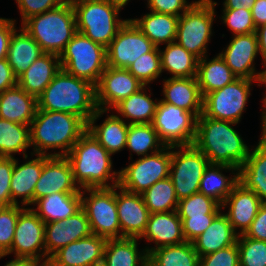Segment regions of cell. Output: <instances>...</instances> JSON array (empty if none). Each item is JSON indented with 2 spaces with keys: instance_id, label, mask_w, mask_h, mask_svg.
Returning a JSON list of instances; mask_svg holds the SVG:
<instances>
[{
  "instance_id": "cell-49",
  "label": "cell",
  "mask_w": 266,
  "mask_h": 266,
  "mask_svg": "<svg viewBox=\"0 0 266 266\" xmlns=\"http://www.w3.org/2000/svg\"><path fill=\"white\" fill-rule=\"evenodd\" d=\"M22 17L21 25L29 18L59 7L65 0H15Z\"/></svg>"
},
{
  "instance_id": "cell-53",
  "label": "cell",
  "mask_w": 266,
  "mask_h": 266,
  "mask_svg": "<svg viewBox=\"0 0 266 266\" xmlns=\"http://www.w3.org/2000/svg\"><path fill=\"white\" fill-rule=\"evenodd\" d=\"M243 235L245 237L266 242V203L262 204L255 219Z\"/></svg>"
},
{
  "instance_id": "cell-54",
  "label": "cell",
  "mask_w": 266,
  "mask_h": 266,
  "mask_svg": "<svg viewBox=\"0 0 266 266\" xmlns=\"http://www.w3.org/2000/svg\"><path fill=\"white\" fill-rule=\"evenodd\" d=\"M15 22V19L0 17V59L7 58L11 36L16 29Z\"/></svg>"
},
{
  "instance_id": "cell-1",
  "label": "cell",
  "mask_w": 266,
  "mask_h": 266,
  "mask_svg": "<svg viewBox=\"0 0 266 266\" xmlns=\"http://www.w3.org/2000/svg\"><path fill=\"white\" fill-rule=\"evenodd\" d=\"M29 127L30 143L34 149L32 156H66L87 131V123L77 115L40 109H37ZM50 149L61 151L47 153Z\"/></svg>"
},
{
  "instance_id": "cell-10",
  "label": "cell",
  "mask_w": 266,
  "mask_h": 266,
  "mask_svg": "<svg viewBox=\"0 0 266 266\" xmlns=\"http://www.w3.org/2000/svg\"><path fill=\"white\" fill-rule=\"evenodd\" d=\"M209 164L207 157L194 145L172 146L169 178L178 200L199 192L200 181Z\"/></svg>"
},
{
  "instance_id": "cell-65",
  "label": "cell",
  "mask_w": 266,
  "mask_h": 266,
  "mask_svg": "<svg viewBox=\"0 0 266 266\" xmlns=\"http://www.w3.org/2000/svg\"><path fill=\"white\" fill-rule=\"evenodd\" d=\"M37 266H48V265L45 263V264H38Z\"/></svg>"
},
{
  "instance_id": "cell-44",
  "label": "cell",
  "mask_w": 266,
  "mask_h": 266,
  "mask_svg": "<svg viewBox=\"0 0 266 266\" xmlns=\"http://www.w3.org/2000/svg\"><path fill=\"white\" fill-rule=\"evenodd\" d=\"M127 70L144 86H148L162 73L159 47L151 52L141 55Z\"/></svg>"
},
{
  "instance_id": "cell-33",
  "label": "cell",
  "mask_w": 266,
  "mask_h": 266,
  "mask_svg": "<svg viewBox=\"0 0 266 266\" xmlns=\"http://www.w3.org/2000/svg\"><path fill=\"white\" fill-rule=\"evenodd\" d=\"M207 57L206 55L198 60L196 76L203 98L208 93L221 89L238 78L219 53L209 61Z\"/></svg>"
},
{
  "instance_id": "cell-42",
  "label": "cell",
  "mask_w": 266,
  "mask_h": 266,
  "mask_svg": "<svg viewBox=\"0 0 266 266\" xmlns=\"http://www.w3.org/2000/svg\"><path fill=\"white\" fill-rule=\"evenodd\" d=\"M141 195L150 213L176 211L178 208L179 200L169 177L157 181Z\"/></svg>"
},
{
  "instance_id": "cell-29",
  "label": "cell",
  "mask_w": 266,
  "mask_h": 266,
  "mask_svg": "<svg viewBox=\"0 0 266 266\" xmlns=\"http://www.w3.org/2000/svg\"><path fill=\"white\" fill-rule=\"evenodd\" d=\"M237 239L238 234L234 231L227 216L220 212L210 226L192 243L201 257L236 244Z\"/></svg>"
},
{
  "instance_id": "cell-43",
  "label": "cell",
  "mask_w": 266,
  "mask_h": 266,
  "mask_svg": "<svg viewBox=\"0 0 266 266\" xmlns=\"http://www.w3.org/2000/svg\"><path fill=\"white\" fill-rule=\"evenodd\" d=\"M221 210L222 207L217 201L200 192L180 199L177 208L180 218L216 217Z\"/></svg>"
},
{
  "instance_id": "cell-58",
  "label": "cell",
  "mask_w": 266,
  "mask_h": 266,
  "mask_svg": "<svg viewBox=\"0 0 266 266\" xmlns=\"http://www.w3.org/2000/svg\"><path fill=\"white\" fill-rule=\"evenodd\" d=\"M256 0H224L223 9H251Z\"/></svg>"
},
{
  "instance_id": "cell-16",
  "label": "cell",
  "mask_w": 266,
  "mask_h": 266,
  "mask_svg": "<svg viewBox=\"0 0 266 266\" xmlns=\"http://www.w3.org/2000/svg\"><path fill=\"white\" fill-rule=\"evenodd\" d=\"M143 86L127 69L107 66L95 86L97 108L111 111Z\"/></svg>"
},
{
  "instance_id": "cell-39",
  "label": "cell",
  "mask_w": 266,
  "mask_h": 266,
  "mask_svg": "<svg viewBox=\"0 0 266 266\" xmlns=\"http://www.w3.org/2000/svg\"><path fill=\"white\" fill-rule=\"evenodd\" d=\"M199 255L192 242L162 246L148 254V266H199Z\"/></svg>"
},
{
  "instance_id": "cell-59",
  "label": "cell",
  "mask_w": 266,
  "mask_h": 266,
  "mask_svg": "<svg viewBox=\"0 0 266 266\" xmlns=\"http://www.w3.org/2000/svg\"><path fill=\"white\" fill-rule=\"evenodd\" d=\"M38 263L31 259L15 258L7 262L4 266H37Z\"/></svg>"
},
{
  "instance_id": "cell-32",
  "label": "cell",
  "mask_w": 266,
  "mask_h": 266,
  "mask_svg": "<svg viewBox=\"0 0 266 266\" xmlns=\"http://www.w3.org/2000/svg\"><path fill=\"white\" fill-rule=\"evenodd\" d=\"M222 170H229L234 175L227 177L222 173ZM238 182V168L225 164H209L200 181L199 192L211 197L222 206Z\"/></svg>"
},
{
  "instance_id": "cell-2",
  "label": "cell",
  "mask_w": 266,
  "mask_h": 266,
  "mask_svg": "<svg viewBox=\"0 0 266 266\" xmlns=\"http://www.w3.org/2000/svg\"><path fill=\"white\" fill-rule=\"evenodd\" d=\"M235 122L206 117L197 118L193 145L210 164H225L240 169L250 154V148L233 127ZM233 125V126H232Z\"/></svg>"
},
{
  "instance_id": "cell-64",
  "label": "cell",
  "mask_w": 266,
  "mask_h": 266,
  "mask_svg": "<svg viewBox=\"0 0 266 266\" xmlns=\"http://www.w3.org/2000/svg\"><path fill=\"white\" fill-rule=\"evenodd\" d=\"M66 2L70 3L71 5L82 2V1H87V0H65Z\"/></svg>"
},
{
  "instance_id": "cell-55",
  "label": "cell",
  "mask_w": 266,
  "mask_h": 266,
  "mask_svg": "<svg viewBox=\"0 0 266 266\" xmlns=\"http://www.w3.org/2000/svg\"><path fill=\"white\" fill-rule=\"evenodd\" d=\"M17 85V77L14 75L7 58L0 59V93Z\"/></svg>"
},
{
  "instance_id": "cell-15",
  "label": "cell",
  "mask_w": 266,
  "mask_h": 266,
  "mask_svg": "<svg viewBox=\"0 0 266 266\" xmlns=\"http://www.w3.org/2000/svg\"><path fill=\"white\" fill-rule=\"evenodd\" d=\"M156 46L128 19L106 48L107 66L127 69L141 55Z\"/></svg>"
},
{
  "instance_id": "cell-9",
  "label": "cell",
  "mask_w": 266,
  "mask_h": 266,
  "mask_svg": "<svg viewBox=\"0 0 266 266\" xmlns=\"http://www.w3.org/2000/svg\"><path fill=\"white\" fill-rule=\"evenodd\" d=\"M81 208L88 217L92 234L106 239L121 238L116 186L81 189Z\"/></svg>"
},
{
  "instance_id": "cell-46",
  "label": "cell",
  "mask_w": 266,
  "mask_h": 266,
  "mask_svg": "<svg viewBox=\"0 0 266 266\" xmlns=\"http://www.w3.org/2000/svg\"><path fill=\"white\" fill-rule=\"evenodd\" d=\"M21 206H0V255H5L12 247L17 219L25 209Z\"/></svg>"
},
{
  "instance_id": "cell-24",
  "label": "cell",
  "mask_w": 266,
  "mask_h": 266,
  "mask_svg": "<svg viewBox=\"0 0 266 266\" xmlns=\"http://www.w3.org/2000/svg\"><path fill=\"white\" fill-rule=\"evenodd\" d=\"M163 95L160 101L183 108L197 118L203 113V96L196 77L163 79Z\"/></svg>"
},
{
  "instance_id": "cell-5",
  "label": "cell",
  "mask_w": 266,
  "mask_h": 266,
  "mask_svg": "<svg viewBox=\"0 0 266 266\" xmlns=\"http://www.w3.org/2000/svg\"><path fill=\"white\" fill-rule=\"evenodd\" d=\"M22 27L44 53L60 56L77 32L74 8L65 1L53 10L27 19Z\"/></svg>"
},
{
  "instance_id": "cell-36",
  "label": "cell",
  "mask_w": 266,
  "mask_h": 266,
  "mask_svg": "<svg viewBox=\"0 0 266 266\" xmlns=\"http://www.w3.org/2000/svg\"><path fill=\"white\" fill-rule=\"evenodd\" d=\"M146 88L143 86L136 93L118 103L112 110L119 114L118 117L121 116L128 120V124H152L159 100L151 99L147 95Z\"/></svg>"
},
{
  "instance_id": "cell-47",
  "label": "cell",
  "mask_w": 266,
  "mask_h": 266,
  "mask_svg": "<svg viewBox=\"0 0 266 266\" xmlns=\"http://www.w3.org/2000/svg\"><path fill=\"white\" fill-rule=\"evenodd\" d=\"M221 19L232 31L233 35L256 32L251 9H223Z\"/></svg>"
},
{
  "instance_id": "cell-48",
  "label": "cell",
  "mask_w": 266,
  "mask_h": 266,
  "mask_svg": "<svg viewBox=\"0 0 266 266\" xmlns=\"http://www.w3.org/2000/svg\"><path fill=\"white\" fill-rule=\"evenodd\" d=\"M199 266H240L237 243L201 256Z\"/></svg>"
},
{
  "instance_id": "cell-13",
  "label": "cell",
  "mask_w": 266,
  "mask_h": 266,
  "mask_svg": "<svg viewBox=\"0 0 266 266\" xmlns=\"http://www.w3.org/2000/svg\"><path fill=\"white\" fill-rule=\"evenodd\" d=\"M152 125L165 146L193 145L197 117L183 108L159 100Z\"/></svg>"
},
{
  "instance_id": "cell-17",
  "label": "cell",
  "mask_w": 266,
  "mask_h": 266,
  "mask_svg": "<svg viewBox=\"0 0 266 266\" xmlns=\"http://www.w3.org/2000/svg\"><path fill=\"white\" fill-rule=\"evenodd\" d=\"M53 193H81L65 156L43 155V170L34 188V203Z\"/></svg>"
},
{
  "instance_id": "cell-57",
  "label": "cell",
  "mask_w": 266,
  "mask_h": 266,
  "mask_svg": "<svg viewBox=\"0 0 266 266\" xmlns=\"http://www.w3.org/2000/svg\"><path fill=\"white\" fill-rule=\"evenodd\" d=\"M258 38L259 54L262 57L263 64L266 63V23L256 28Z\"/></svg>"
},
{
  "instance_id": "cell-51",
  "label": "cell",
  "mask_w": 266,
  "mask_h": 266,
  "mask_svg": "<svg viewBox=\"0 0 266 266\" xmlns=\"http://www.w3.org/2000/svg\"><path fill=\"white\" fill-rule=\"evenodd\" d=\"M195 2L196 0L191 3L188 0H149L147 8L153 12L180 17Z\"/></svg>"
},
{
  "instance_id": "cell-35",
  "label": "cell",
  "mask_w": 266,
  "mask_h": 266,
  "mask_svg": "<svg viewBox=\"0 0 266 266\" xmlns=\"http://www.w3.org/2000/svg\"><path fill=\"white\" fill-rule=\"evenodd\" d=\"M138 238L107 239L104 266H148V254L138 249Z\"/></svg>"
},
{
  "instance_id": "cell-3",
  "label": "cell",
  "mask_w": 266,
  "mask_h": 266,
  "mask_svg": "<svg viewBox=\"0 0 266 266\" xmlns=\"http://www.w3.org/2000/svg\"><path fill=\"white\" fill-rule=\"evenodd\" d=\"M38 109L81 117L86 123L98 110L95 85L61 69L37 97Z\"/></svg>"
},
{
  "instance_id": "cell-25",
  "label": "cell",
  "mask_w": 266,
  "mask_h": 266,
  "mask_svg": "<svg viewBox=\"0 0 266 266\" xmlns=\"http://www.w3.org/2000/svg\"><path fill=\"white\" fill-rule=\"evenodd\" d=\"M109 111L98 109L87 123V131L111 154L126 148V140L129 124L117 115L110 114L101 125L96 121ZM102 115V116H101Z\"/></svg>"
},
{
  "instance_id": "cell-22",
  "label": "cell",
  "mask_w": 266,
  "mask_h": 266,
  "mask_svg": "<svg viewBox=\"0 0 266 266\" xmlns=\"http://www.w3.org/2000/svg\"><path fill=\"white\" fill-rule=\"evenodd\" d=\"M262 204L263 202L251 189L238 182L221 207L228 208L224 214L234 231L242 235L250 227Z\"/></svg>"
},
{
  "instance_id": "cell-34",
  "label": "cell",
  "mask_w": 266,
  "mask_h": 266,
  "mask_svg": "<svg viewBox=\"0 0 266 266\" xmlns=\"http://www.w3.org/2000/svg\"><path fill=\"white\" fill-rule=\"evenodd\" d=\"M151 42L161 44L175 42L179 17L150 11L142 17L130 19Z\"/></svg>"
},
{
  "instance_id": "cell-12",
  "label": "cell",
  "mask_w": 266,
  "mask_h": 266,
  "mask_svg": "<svg viewBox=\"0 0 266 266\" xmlns=\"http://www.w3.org/2000/svg\"><path fill=\"white\" fill-rule=\"evenodd\" d=\"M253 82L258 80L237 78L223 88L208 93L203 98V114L213 119L239 123L246 110Z\"/></svg>"
},
{
  "instance_id": "cell-63",
  "label": "cell",
  "mask_w": 266,
  "mask_h": 266,
  "mask_svg": "<svg viewBox=\"0 0 266 266\" xmlns=\"http://www.w3.org/2000/svg\"><path fill=\"white\" fill-rule=\"evenodd\" d=\"M108 1H111L113 3H116V4L120 5L122 8H124V6L127 5V3L130 0H108Z\"/></svg>"
},
{
  "instance_id": "cell-52",
  "label": "cell",
  "mask_w": 266,
  "mask_h": 266,
  "mask_svg": "<svg viewBox=\"0 0 266 266\" xmlns=\"http://www.w3.org/2000/svg\"><path fill=\"white\" fill-rule=\"evenodd\" d=\"M214 218L215 217L180 218L185 240L193 242L210 226Z\"/></svg>"
},
{
  "instance_id": "cell-56",
  "label": "cell",
  "mask_w": 266,
  "mask_h": 266,
  "mask_svg": "<svg viewBox=\"0 0 266 266\" xmlns=\"http://www.w3.org/2000/svg\"><path fill=\"white\" fill-rule=\"evenodd\" d=\"M253 22L256 28L266 23V0H256L251 8Z\"/></svg>"
},
{
  "instance_id": "cell-6",
  "label": "cell",
  "mask_w": 266,
  "mask_h": 266,
  "mask_svg": "<svg viewBox=\"0 0 266 266\" xmlns=\"http://www.w3.org/2000/svg\"><path fill=\"white\" fill-rule=\"evenodd\" d=\"M72 6L77 31L105 48L128 20L119 18L122 7L108 0H87Z\"/></svg>"
},
{
  "instance_id": "cell-30",
  "label": "cell",
  "mask_w": 266,
  "mask_h": 266,
  "mask_svg": "<svg viewBox=\"0 0 266 266\" xmlns=\"http://www.w3.org/2000/svg\"><path fill=\"white\" fill-rule=\"evenodd\" d=\"M31 208L44 222L64 220L81 209V193H53L38 199Z\"/></svg>"
},
{
  "instance_id": "cell-23",
  "label": "cell",
  "mask_w": 266,
  "mask_h": 266,
  "mask_svg": "<svg viewBox=\"0 0 266 266\" xmlns=\"http://www.w3.org/2000/svg\"><path fill=\"white\" fill-rule=\"evenodd\" d=\"M145 239L155 243L154 247H146V253L149 254L153 249L177 245L185 242L182 230V222L176 211L151 213L145 232L140 240Z\"/></svg>"
},
{
  "instance_id": "cell-60",
  "label": "cell",
  "mask_w": 266,
  "mask_h": 266,
  "mask_svg": "<svg viewBox=\"0 0 266 266\" xmlns=\"http://www.w3.org/2000/svg\"><path fill=\"white\" fill-rule=\"evenodd\" d=\"M262 133L258 142V145L266 152V124L262 126Z\"/></svg>"
},
{
  "instance_id": "cell-11",
  "label": "cell",
  "mask_w": 266,
  "mask_h": 266,
  "mask_svg": "<svg viewBox=\"0 0 266 266\" xmlns=\"http://www.w3.org/2000/svg\"><path fill=\"white\" fill-rule=\"evenodd\" d=\"M172 146L139 157L119 172L118 186L132 193L142 194L157 181L169 177Z\"/></svg>"
},
{
  "instance_id": "cell-20",
  "label": "cell",
  "mask_w": 266,
  "mask_h": 266,
  "mask_svg": "<svg viewBox=\"0 0 266 266\" xmlns=\"http://www.w3.org/2000/svg\"><path fill=\"white\" fill-rule=\"evenodd\" d=\"M116 205L121 238L140 239L146 230L151 214L144 203L142 195L129 192L117 185Z\"/></svg>"
},
{
  "instance_id": "cell-50",
  "label": "cell",
  "mask_w": 266,
  "mask_h": 266,
  "mask_svg": "<svg viewBox=\"0 0 266 266\" xmlns=\"http://www.w3.org/2000/svg\"><path fill=\"white\" fill-rule=\"evenodd\" d=\"M14 157H0V206L15 205L11 200V177Z\"/></svg>"
},
{
  "instance_id": "cell-38",
  "label": "cell",
  "mask_w": 266,
  "mask_h": 266,
  "mask_svg": "<svg viewBox=\"0 0 266 266\" xmlns=\"http://www.w3.org/2000/svg\"><path fill=\"white\" fill-rule=\"evenodd\" d=\"M162 73L168 71L172 78L196 77L198 58L176 42L166 44L165 49L159 47Z\"/></svg>"
},
{
  "instance_id": "cell-62",
  "label": "cell",
  "mask_w": 266,
  "mask_h": 266,
  "mask_svg": "<svg viewBox=\"0 0 266 266\" xmlns=\"http://www.w3.org/2000/svg\"><path fill=\"white\" fill-rule=\"evenodd\" d=\"M266 86V84H264ZM262 102H263V111H262V116H261V121H262V125L263 124H266V93H265V96L264 98L262 99Z\"/></svg>"
},
{
  "instance_id": "cell-45",
  "label": "cell",
  "mask_w": 266,
  "mask_h": 266,
  "mask_svg": "<svg viewBox=\"0 0 266 266\" xmlns=\"http://www.w3.org/2000/svg\"><path fill=\"white\" fill-rule=\"evenodd\" d=\"M240 266H266V242L238 235Z\"/></svg>"
},
{
  "instance_id": "cell-28",
  "label": "cell",
  "mask_w": 266,
  "mask_h": 266,
  "mask_svg": "<svg viewBox=\"0 0 266 266\" xmlns=\"http://www.w3.org/2000/svg\"><path fill=\"white\" fill-rule=\"evenodd\" d=\"M38 109L37 98L18 84L0 93V118L30 126Z\"/></svg>"
},
{
  "instance_id": "cell-21",
  "label": "cell",
  "mask_w": 266,
  "mask_h": 266,
  "mask_svg": "<svg viewBox=\"0 0 266 266\" xmlns=\"http://www.w3.org/2000/svg\"><path fill=\"white\" fill-rule=\"evenodd\" d=\"M91 234L88 217L82 208L64 220L45 223L46 262L60 248Z\"/></svg>"
},
{
  "instance_id": "cell-41",
  "label": "cell",
  "mask_w": 266,
  "mask_h": 266,
  "mask_svg": "<svg viewBox=\"0 0 266 266\" xmlns=\"http://www.w3.org/2000/svg\"><path fill=\"white\" fill-rule=\"evenodd\" d=\"M126 147L138 156L156 153L165 147L152 124H129Z\"/></svg>"
},
{
  "instance_id": "cell-31",
  "label": "cell",
  "mask_w": 266,
  "mask_h": 266,
  "mask_svg": "<svg viewBox=\"0 0 266 266\" xmlns=\"http://www.w3.org/2000/svg\"><path fill=\"white\" fill-rule=\"evenodd\" d=\"M18 32V33H17ZM42 54L40 45L21 26L13 31L7 60L14 75L18 78Z\"/></svg>"
},
{
  "instance_id": "cell-40",
  "label": "cell",
  "mask_w": 266,
  "mask_h": 266,
  "mask_svg": "<svg viewBox=\"0 0 266 266\" xmlns=\"http://www.w3.org/2000/svg\"><path fill=\"white\" fill-rule=\"evenodd\" d=\"M29 147L30 127L0 118V157H13V154L22 152L27 160L26 149Z\"/></svg>"
},
{
  "instance_id": "cell-8",
  "label": "cell",
  "mask_w": 266,
  "mask_h": 266,
  "mask_svg": "<svg viewBox=\"0 0 266 266\" xmlns=\"http://www.w3.org/2000/svg\"><path fill=\"white\" fill-rule=\"evenodd\" d=\"M216 5L213 0H198L178 20L175 42L198 59L208 53Z\"/></svg>"
},
{
  "instance_id": "cell-7",
  "label": "cell",
  "mask_w": 266,
  "mask_h": 266,
  "mask_svg": "<svg viewBox=\"0 0 266 266\" xmlns=\"http://www.w3.org/2000/svg\"><path fill=\"white\" fill-rule=\"evenodd\" d=\"M59 58L61 68L67 73L95 86L107 67L106 48L78 31Z\"/></svg>"
},
{
  "instance_id": "cell-18",
  "label": "cell",
  "mask_w": 266,
  "mask_h": 266,
  "mask_svg": "<svg viewBox=\"0 0 266 266\" xmlns=\"http://www.w3.org/2000/svg\"><path fill=\"white\" fill-rule=\"evenodd\" d=\"M259 54L256 32L234 35L219 55L238 78L259 80L261 71L255 70L254 60Z\"/></svg>"
},
{
  "instance_id": "cell-14",
  "label": "cell",
  "mask_w": 266,
  "mask_h": 266,
  "mask_svg": "<svg viewBox=\"0 0 266 266\" xmlns=\"http://www.w3.org/2000/svg\"><path fill=\"white\" fill-rule=\"evenodd\" d=\"M44 233L45 223L30 207H26L19 214L12 247L5 256L13 253L15 258H26L34 260L38 264H45Z\"/></svg>"
},
{
  "instance_id": "cell-26",
  "label": "cell",
  "mask_w": 266,
  "mask_h": 266,
  "mask_svg": "<svg viewBox=\"0 0 266 266\" xmlns=\"http://www.w3.org/2000/svg\"><path fill=\"white\" fill-rule=\"evenodd\" d=\"M14 157V168L11 177V200L19 205L17 198L21 199L24 207L34 204V188L43 170V155L36 154L34 159L25 163H18Z\"/></svg>"
},
{
  "instance_id": "cell-19",
  "label": "cell",
  "mask_w": 266,
  "mask_h": 266,
  "mask_svg": "<svg viewBox=\"0 0 266 266\" xmlns=\"http://www.w3.org/2000/svg\"><path fill=\"white\" fill-rule=\"evenodd\" d=\"M107 239L95 234L60 248L46 262L48 266H97L103 263Z\"/></svg>"
},
{
  "instance_id": "cell-61",
  "label": "cell",
  "mask_w": 266,
  "mask_h": 266,
  "mask_svg": "<svg viewBox=\"0 0 266 266\" xmlns=\"http://www.w3.org/2000/svg\"><path fill=\"white\" fill-rule=\"evenodd\" d=\"M264 69L261 71V76L257 83H259L258 86H261L260 84H266V63L263 64Z\"/></svg>"
},
{
  "instance_id": "cell-37",
  "label": "cell",
  "mask_w": 266,
  "mask_h": 266,
  "mask_svg": "<svg viewBox=\"0 0 266 266\" xmlns=\"http://www.w3.org/2000/svg\"><path fill=\"white\" fill-rule=\"evenodd\" d=\"M239 169V182L266 203V152L257 144Z\"/></svg>"
},
{
  "instance_id": "cell-4",
  "label": "cell",
  "mask_w": 266,
  "mask_h": 266,
  "mask_svg": "<svg viewBox=\"0 0 266 266\" xmlns=\"http://www.w3.org/2000/svg\"><path fill=\"white\" fill-rule=\"evenodd\" d=\"M65 157L80 189L118 185L119 172L112 171L111 154L88 131L79 138Z\"/></svg>"
},
{
  "instance_id": "cell-27",
  "label": "cell",
  "mask_w": 266,
  "mask_h": 266,
  "mask_svg": "<svg viewBox=\"0 0 266 266\" xmlns=\"http://www.w3.org/2000/svg\"><path fill=\"white\" fill-rule=\"evenodd\" d=\"M61 69L58 55L44 53L17 78V84L37 98Z\"/></svg>"
}]
</instances>
